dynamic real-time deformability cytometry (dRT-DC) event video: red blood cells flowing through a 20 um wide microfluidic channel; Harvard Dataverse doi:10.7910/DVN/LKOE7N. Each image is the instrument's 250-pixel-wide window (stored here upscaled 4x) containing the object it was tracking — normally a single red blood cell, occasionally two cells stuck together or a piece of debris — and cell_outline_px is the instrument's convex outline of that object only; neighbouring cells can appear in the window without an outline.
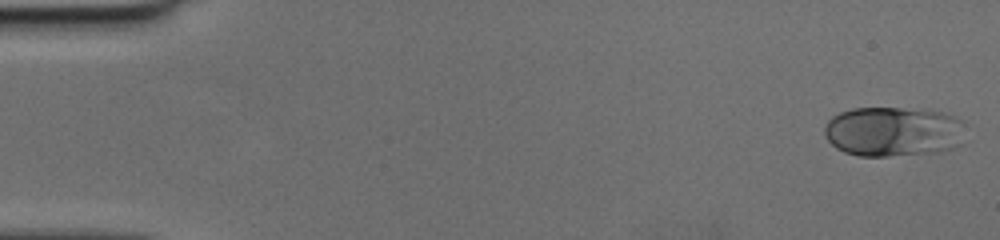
{"species": "human", "species_latin": "Homo sapiens", "temperature_condition": "cold", "stored_images_in_passage": 49, "camera_frame_rate_fps": 3000, "um_per_image_px": 0.085, "donor": {"sex": "female"}, "frame": {"image": 1, "passage_image": 1, "time_ms": 0.0, "image_size_px": [1000, 240], "cell_outline_px": [[964, 120], [960, 144], [952, 148], [936, 152], [888, 156], [860, 156], [844, 152], [836, 148], [828, 140], [824, 132], [824, 128], [828, 120], [832, 116], [840, 112], [852, 108], [900, 108], [944, 112], [956, 116]], "centroid_in_image_um": [75.92, 11.18], "position_along_channel_um": 9.1, "area_um2": 41.04}}
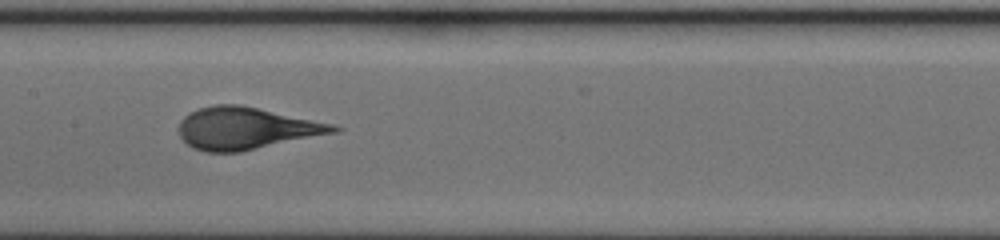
{"frame": {"image": 2, "passage_image": 25, "time_ms": 8.0, "image_size_px": [1000, 240], "cell_outline_px": [[344, 128], [336, 132], [240, 152], [204, 152], [192, 148], [180, 136], [180, 120], [188, 112], [200, 108], [216, 104], [240, 104], [332, 124]], "centroid_in_image_um": [20.88, 10.91], "position_along_channel_um": 186.5, "area_um2": 37.63}}
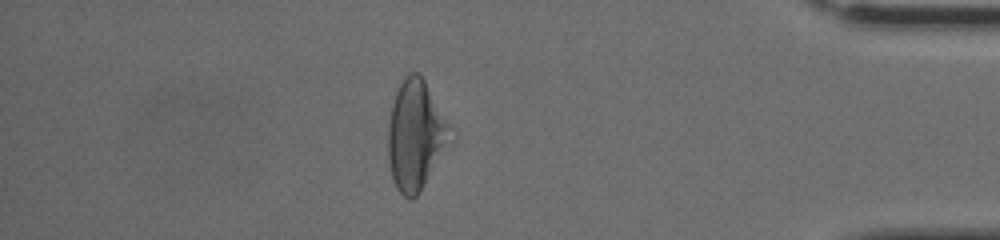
{"frame": {"image": 3, "passage_image": 43, "time_ms": 14.0, "image_size_px": [1000, 240], "cell_outline_px": [[452, 140], [420, 192], [412, 200], [408, 200], [396, 188], [392, 176], [388, 156], [388, 124], [392, 104], [396, 92], [404, 76], [408, 72], [416, 72], [424, 80]], "centroid_in_image_um": [35.26, 11.56], "position_along_channel_um": 399.9, "area_um2": 38.44}}